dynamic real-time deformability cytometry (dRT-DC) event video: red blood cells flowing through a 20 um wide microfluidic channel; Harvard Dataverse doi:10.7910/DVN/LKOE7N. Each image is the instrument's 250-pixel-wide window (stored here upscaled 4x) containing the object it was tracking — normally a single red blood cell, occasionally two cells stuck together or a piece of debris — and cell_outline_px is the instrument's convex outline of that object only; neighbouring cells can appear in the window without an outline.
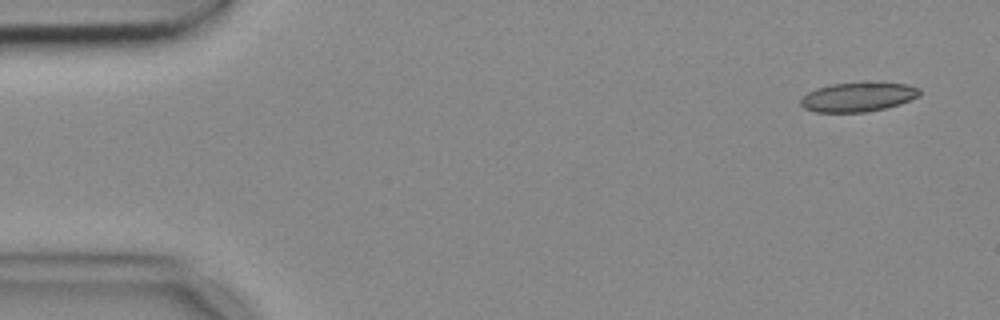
{"species": "common noctule bat (a hibernating species)", "species_latin": "Nyctalus noctula", "temperature_condition": "cold", "stored_images_in_passage": 7, "camera_frame_rate_fps": 3000, "um_per_image_px": 0.085, "animal": {"sex": "female", "body_mass_g": 18.4}, "frame": {"image": 1, "passage_image": 1, "time_ms": 0.0, "image_size_px": [1000, 320], "cell_outline_px": [[920, 96], [900, 104], [884, 108], [864, 112], [816, 112], [804, 108], [800, 104], [800, 100], [808, 92], [816, 88], [832, 84], [908, 84], [920, 88]], "centroid_in_image_um": [72.92, 8.27], "position_along_channel_um": 12.1, "area_um2": 19.77}}
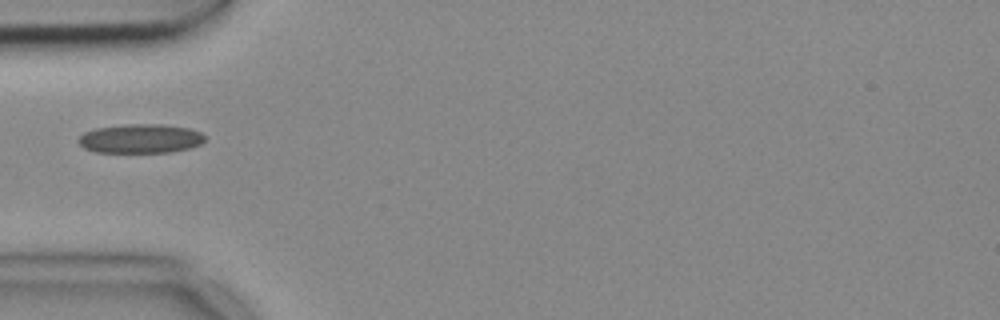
{"frame": {"image": 2, "passage_image": 4, "time_ms": 1.0, "image_size_px": [1000, 320], "cell_outline_px": [[204, 140], [200, 144], [188, 148], [172, 152], [96, 152], [84, 148], [76, 140], [84, 132], [96, 128], [128, 124], [160, 124], [188, 128], [200, 132], [204, 136]], "centroid_in_image_um": [11.91, 11.78], "position_along_channel_um": 73.1, "area_um2": 21.33}}
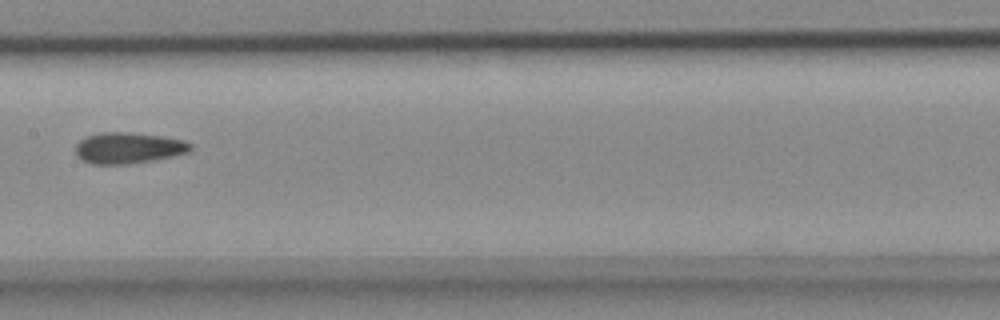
{"frame": {"image": 3, "passage_image": 7, "time_ms": 2.0, "image_size_px": [1000, 320], "cell_outline_px": [[192, 148], [188, 152], [172, 156], [152, 160], [128, 164], [92, 164], [84, 160], [76, 152], [76, 144], [80, 140], [88, 136], [100, 132], [128, 132], [164, 136], [184, 140], [192, 144]], "centroid_in_image_um": [10.94, 12.56], "position_along_channel_um": 196.5, "area_um2": 20.69}}